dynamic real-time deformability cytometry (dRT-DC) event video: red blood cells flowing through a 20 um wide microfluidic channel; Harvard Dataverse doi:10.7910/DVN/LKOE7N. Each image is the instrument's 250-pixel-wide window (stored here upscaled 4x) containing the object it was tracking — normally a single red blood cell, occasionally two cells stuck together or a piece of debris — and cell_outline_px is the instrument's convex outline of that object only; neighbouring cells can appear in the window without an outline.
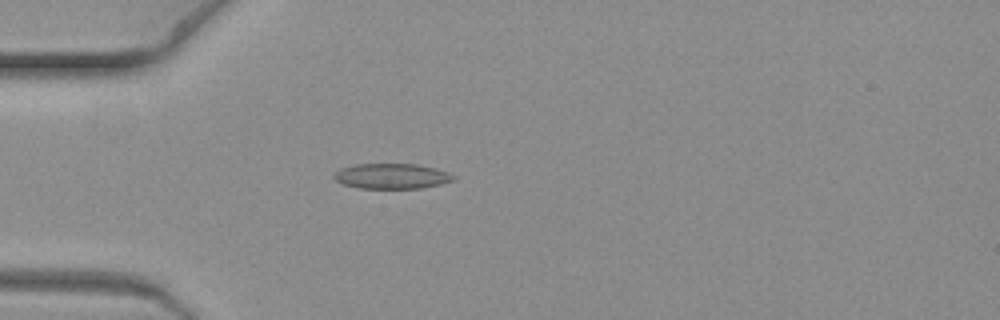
{"species": "common noctule bat (a hibernating species)", "species_latin": "Nyctalus noctula", "temperature_condition": "warm", "stored_images_in_passage": 7, "camera_frame_rate_fps": 3000, "um_per_image_px": 0.085, "animal": {"sex": "female", "body_mass_g": 19.3, "forearm_length_mm": 54.1}, "frame": {"image": 1, "passage_image": 4, "time_ms": 1.0, "image_size_px": [1000, 320], "cell_outline_px": [[456, 176], [452, 180], [440, 184], [420, 188], [360, 188], [344, 184], [336, 180], [332, 176], [340, 168], [356, 164], [416, 164], [436, 168], [448, 172]], "centroid_in_image_um": [33.29, 14.96], "position_along_channel_um": 51.7, "area_um2": 17.46}}
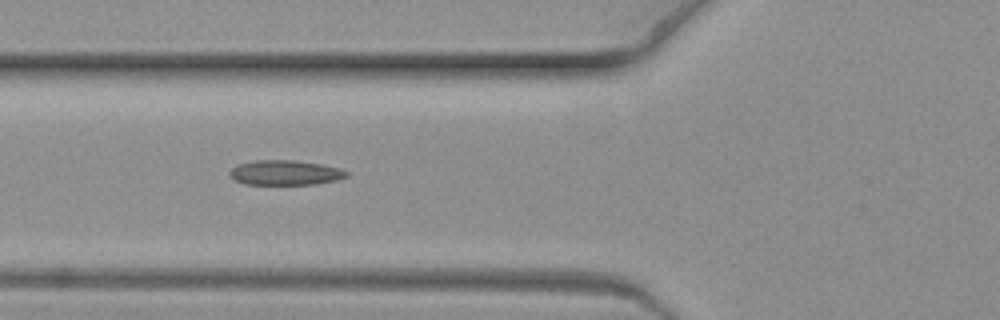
{"frame": {"image": 2, "passage_image": 6, "time_ms": 1.667, "image_size_px": [1000, 320], "cell_outline_px": [[348, 176], [336, 180], [316, 184], [244, 184], [228, 176], [228, 172], [236, 164], [256, 160], [296, 160], [320, 164], [340, 168], [348, 172]], "centroid_in_image_um": [24.21, 14.67], "position_along_channel_um": 101.6, "area_um2": 16.99}}
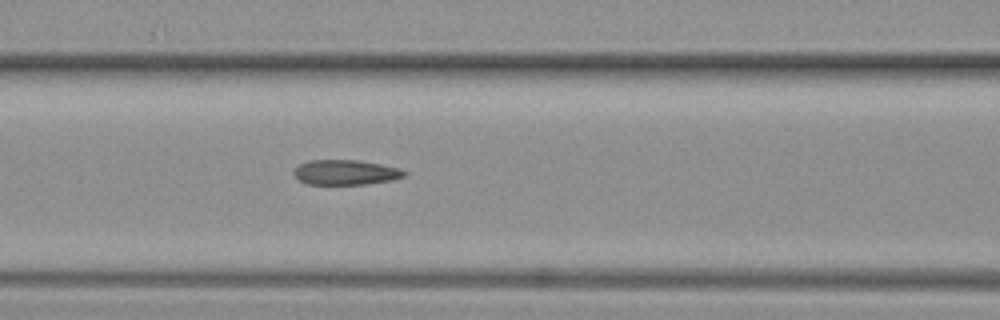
{"frame": {"image": 3, "passage_image": 7, "time_ms": 2.0, "image_size_px": [1000, 320], "cell_outline_px": [[408, 172], [404, 176], [392, 180], [364, 184], [308, 184], [300, 180], [292, 172], [300, 164], [308, 160], [356, 160], [380, 164], [400, 168]], "centroid_in_image_um": [29.39, 14.64], "position_along_channel_um": 137.2, "area_um2": 15.95}}